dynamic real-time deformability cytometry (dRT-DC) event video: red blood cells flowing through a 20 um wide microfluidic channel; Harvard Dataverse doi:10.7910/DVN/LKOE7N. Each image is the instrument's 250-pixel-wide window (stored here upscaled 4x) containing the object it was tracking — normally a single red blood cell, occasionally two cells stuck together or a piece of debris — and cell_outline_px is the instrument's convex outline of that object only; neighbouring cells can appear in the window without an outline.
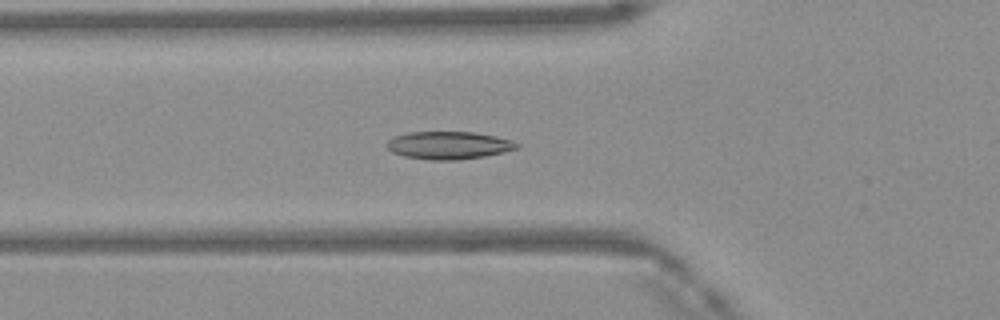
{"species": "Egyptian fruit bat (a non-hibernating species)", "species_latin": "Rousettus aegyptiacus", "temperature_condition": "warm", "stored_images_in_passage": 48, "camera_frame_rate_fps": 3000, "um_per_image_px": 0.085, "frame": {"image": 1, "passage_image": 17, "time_ms": 5.333, "image_size_px": [1000, 320], "cell_outline_px": [[520, 148], [504, 152], [484, 156], [456, 160], [432, 160], [404, 156], [392, 152], [388, 148], [388, 140], [396, 136], [408, 132], [472, 132], [496, 136], [512, 140], [520, 144]], "centroid_in_image_um": [38.19, 12.35], "position_along_channel_um": 87.6, "area_um2": 20.92}}
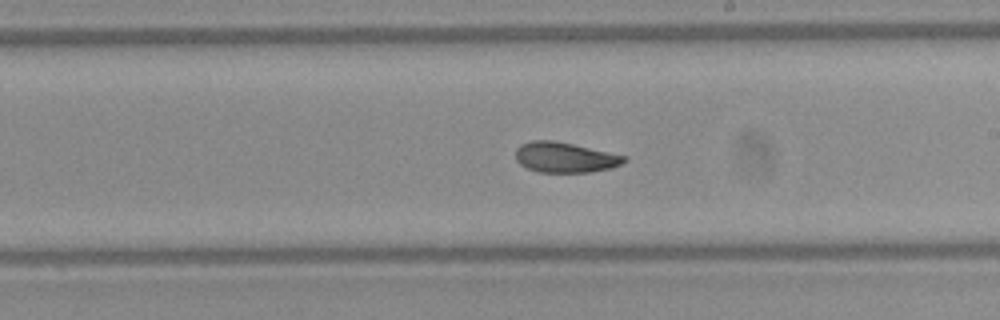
{"frame": {"image": 2, "passage_image": 28, "time_ms": 9.0, "image_size_px": [1000, 320], "cell_outline_px": [[628, 160], [612, 168], [588, 172], [540, 172], [528, 168], [520, 164], [516, 160], [516, 148], [520, 144], [532, 140], [552, 140], [572, 144], [628, 156]], "centroid_in_image_um": [48.03, 13.37], "position_along_channel_um": 241.0, "area_um2": 19.13}}
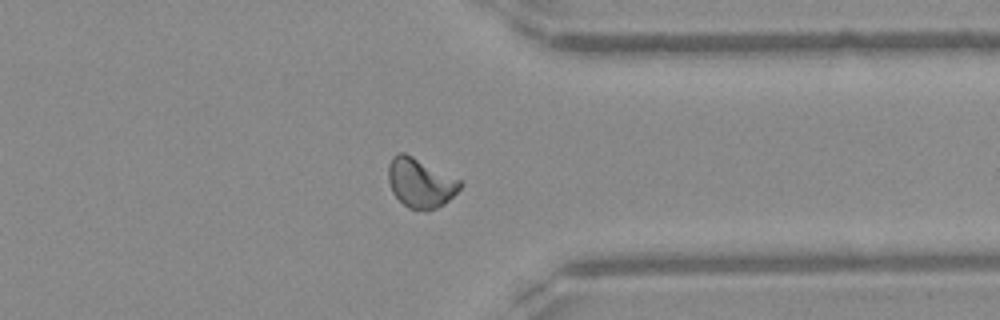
{"frame": {"image": 3, "passage_image": 38, "time_ms": 12.333, "image_size_px": [1000, 320], "cell_outline_px": [[464, 184], [444, 204], [428, 212], [408, 208], [392, 192], [388, 180], [388, 164], [392, 156], [396, 152], [404, 152], [464, 180]], "centroid_in_image_um": [35.75, 15.53], "position_along_channel_um": 375.6, "area_um2": 21.1}}